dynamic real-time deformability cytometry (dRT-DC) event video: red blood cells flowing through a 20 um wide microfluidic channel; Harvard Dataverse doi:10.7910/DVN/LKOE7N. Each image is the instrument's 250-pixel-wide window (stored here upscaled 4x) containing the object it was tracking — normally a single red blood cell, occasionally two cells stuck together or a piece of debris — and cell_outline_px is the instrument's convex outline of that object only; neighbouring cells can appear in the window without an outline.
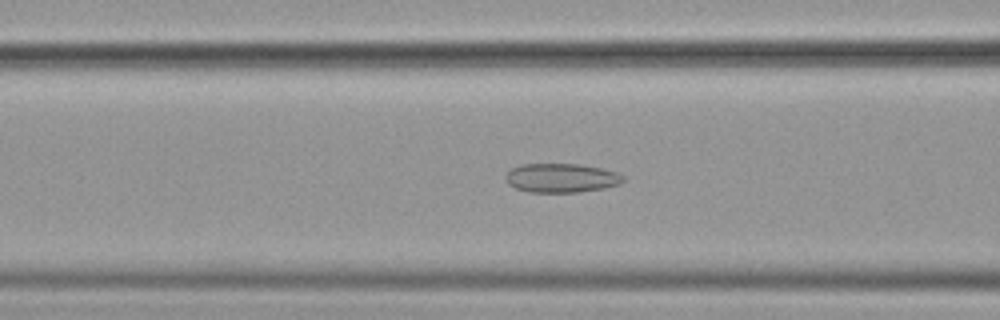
{"species": "common noctule bat (a hibernating species)", "species_latin": "Nyctalus noctula", "temperature_condition": "cold", "stored_images_in_passage": 55, "camera_frame_rate_fps": 3000, "um_per_image_px": 0.085, "animal": {"sex": "female", "body_mass_g": 19.9}, "frame": {"image": 1, "passage_image": 22, "time_ms": 7.0, "image_size_px": [1000, 320], "cell_outline_px": [[624, 180], [620, 184], [604, 188], [580, 192], [528, 192], [516, 188], [508, 184], [504, 176], [512, 168], [520, 164], [580, 164], [600, 168], [616, 172], [624, 176]], "centroid_in_image_um": [47.7, 15.13], "position_along_channel_um": 118.9, "area_um2": 19.94}}
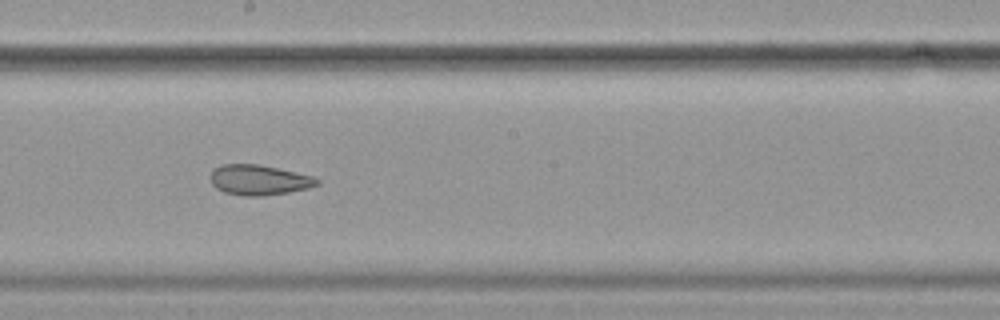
{"frame": {"image": 2, "passage_image": 31, "time_ms": 10.0, "image_size_px": [1000, 320], "cell_outline_px": [[320, 184], [308, 188], [288, 192], [260, 196], [244, 196], [224, 192], [216, 188], [212, 184], [212, 172], [216, 168], [224, 164], [256, 164], [296, 172], [312, 176], [320, 180]], "centroid_in_image_um": [22.04, 15.3], "position_along_channel_um": 226.2, "area_um2": 18.5}}
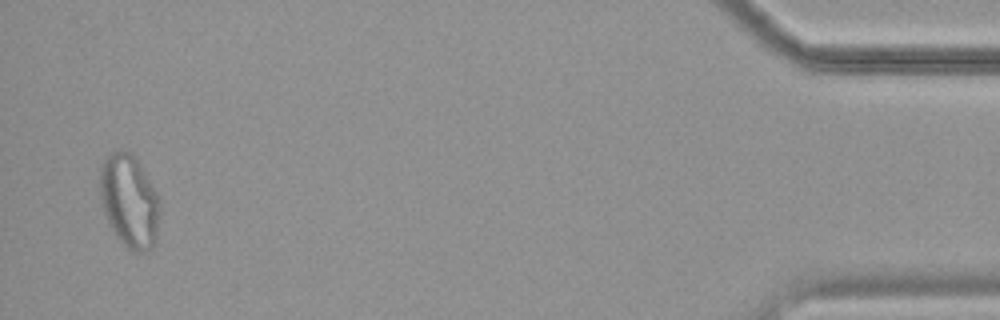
{"frame": {"image": 3, "passage_image": 54, "time_ms": 17.667, "image_size_px": [1000, 320], "cell_outline_px": [[160, 212], [156, 240], [152, 248], [144, 252], [132, 252], [116, 236], [108, 224], [104, 212], [100, 196], [100, 164], [112, 152], [132, 152], [140, 164], [156, 192], [160, 200]], "centroid_in_image_um": [11.0, 17.12], "position_along_channel_um": 424.2, "area_um2": 32.54}, "authors_computed_cell_mechanics": {"area_um2": 24.9696, "velocity_mm_per_s": 3.5838, "shape_relaxation_time_tau1_ms": null, "shape_relaxation_time_tau2_ms": 3.8442, "deformation_change_tau1": null, "deformation_change_tau2": 0.1051}}